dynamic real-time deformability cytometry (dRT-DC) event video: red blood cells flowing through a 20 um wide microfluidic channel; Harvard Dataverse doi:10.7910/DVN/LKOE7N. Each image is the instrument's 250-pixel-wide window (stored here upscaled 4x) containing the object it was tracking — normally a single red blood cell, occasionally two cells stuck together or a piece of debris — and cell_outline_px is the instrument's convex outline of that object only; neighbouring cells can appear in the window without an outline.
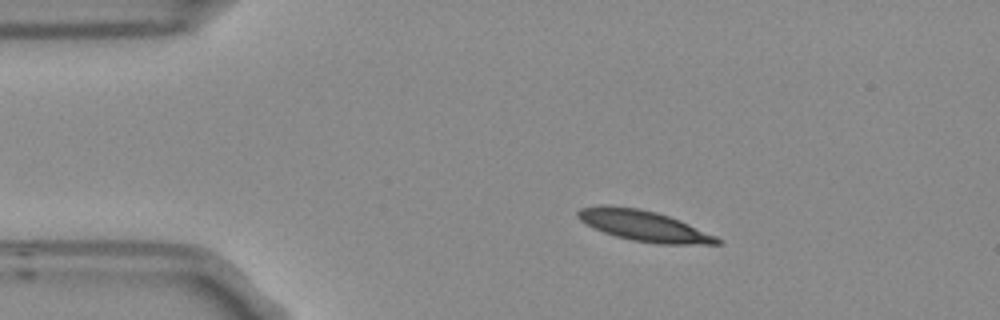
{"species": "Egyptian fruit bat (a non-hibernating species)", "species_latin": "Rousettus aegyptiacus", "temperature_condition": "room temperature", "stored_images_in_passage": 7, "camera_frame_rate_fps": 3000, "um_per_image_px": 0.085, "frame": {"image": 1, "passage_image": 2, "time_ms": 0.333, "image_size_px": [1000, 320], "cell_outline_px": [[724, 240], [720, 244], [656, 244], [632, 240], [616, 236], [604, 232], [580, 220], [576, 216], [576, 212], [580, 208], [600, 204], [604, 204], [640, 208], [656, 212], [680, 220], [716, 236]], "centroid_in_image_um": [54.72, 19.18], "position_along_channel_um": 30.3, "area_um2": 24.97}}
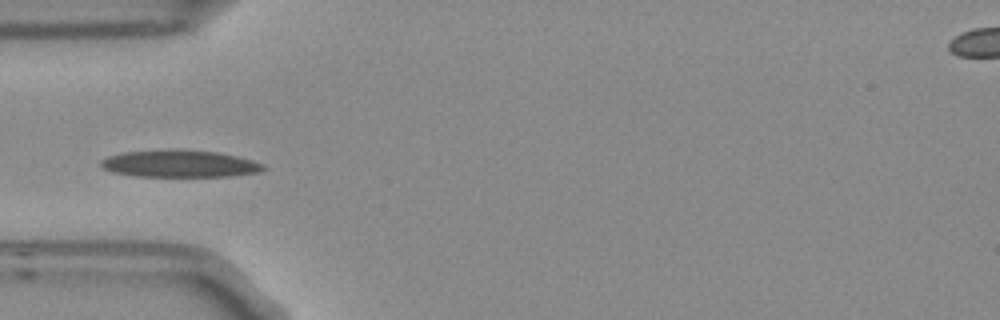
{"frame": {"image": 2, "passage_image": 4, "time_ms": 1.0, "image_size_px": [1000, 320], "cell_outline_px": [[264, 168], [256, 172], [232, 176], [136, 176], [112, 172], [104, 168], [100, 164], [100, 160], [108, 156], [124, 152], [172, 148], [180, 148], [216, 152], [236, 156], [252, 160], [264, 164]], "centroid_in_image_um": [15.23, 13.89], "position_along_channel_um": 69.8, "area_um2": 25.78}}